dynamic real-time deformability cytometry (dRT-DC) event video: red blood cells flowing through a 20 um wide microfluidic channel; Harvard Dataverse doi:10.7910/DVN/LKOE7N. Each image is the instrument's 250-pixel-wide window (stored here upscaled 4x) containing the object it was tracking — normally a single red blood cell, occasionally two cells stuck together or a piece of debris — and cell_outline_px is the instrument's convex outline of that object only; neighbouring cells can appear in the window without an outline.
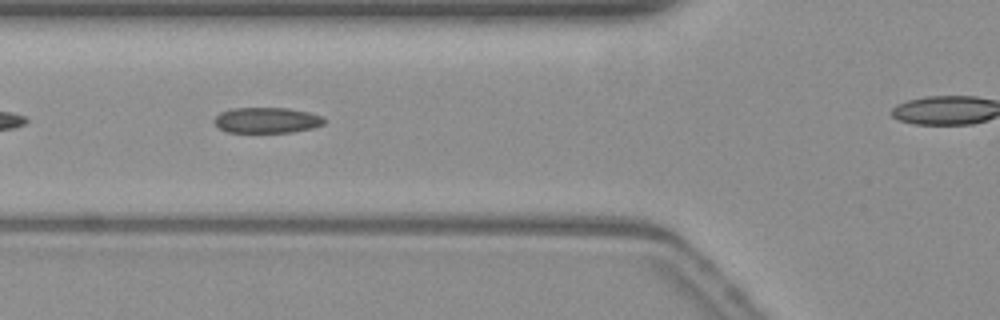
{"species": "common noctule bat (a hibernating species)", "species_latin": "Nyctalus noctula", "temperature_condition": "warm", "stored_images_in_passage": 29, "camera_frame_rate_fps": 3000, "um_per_image_px": 0.085, "animal": {"sex": "female", "body_mass_g": 19.3, "forearm_length_mm": 54.1}, "frame": {"image": 1, "passage_image": 5, "time_ms": 1.333, "image_size_px": [1000, 320], "cell_outline_px": [[324, 124], [312, 128], [292, 132], [228, 132], [220, 128], [212, 120], [220, 112], [232, 108], [288, 108], [308, 112], [324, 116]], "centroid_in_image_um": [22.68, 10.21], "position_along_channel_um": 103.1, "area_um2": 16.42}}
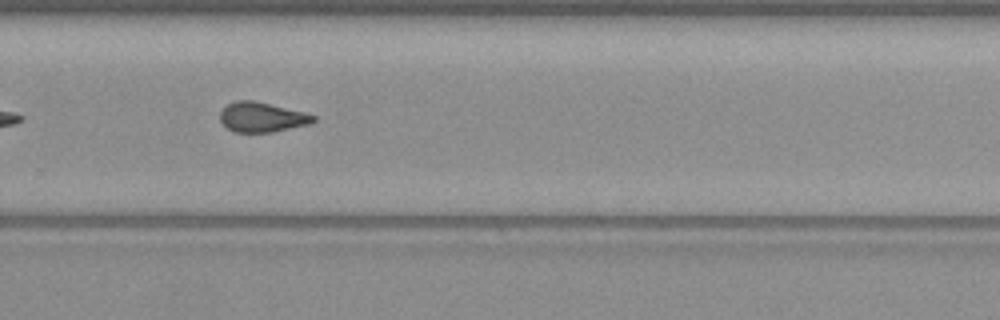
{"frame": {"image": 2, "passage_image": 21, "time_ms": 6.667, "image_size_px": [1000, 320], "cell_outline_px": [[316, 120], [308, 124], [272, 132], [236, 132], [228, 128], [220, 120], [220, 112], [228, 104], [236, 100], [252, 100], [304, 112], [316, 116]], "centroid_in_image_um": [22.26, 9.95], "position_along_channel_um": 307.5, "area_um2": 15.95}}